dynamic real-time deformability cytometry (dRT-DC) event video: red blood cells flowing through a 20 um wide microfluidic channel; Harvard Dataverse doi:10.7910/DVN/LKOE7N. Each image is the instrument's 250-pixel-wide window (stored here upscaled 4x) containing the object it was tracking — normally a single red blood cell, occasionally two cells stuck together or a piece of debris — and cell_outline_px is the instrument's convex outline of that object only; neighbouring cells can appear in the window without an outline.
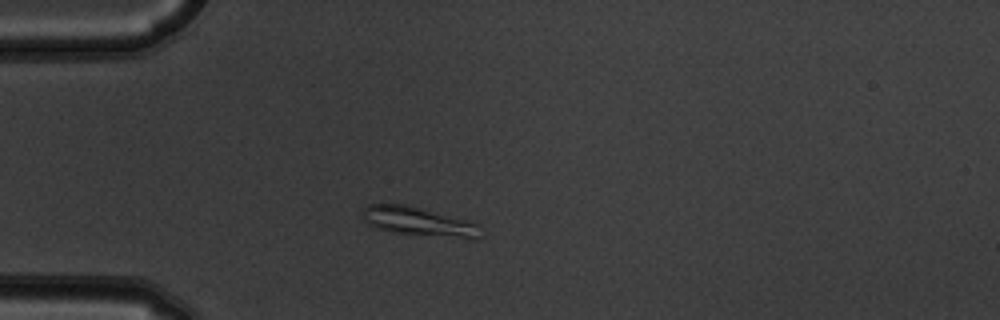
{"species": "common noctule bat (a hibernating species)", "species_latin": "Nyctalus noctula", "temperature_condition": "warm", "stored_images_in_passage": 2, "camera_frame_rate_fps": 3000, "um_per_image_px": 0.085, "animal": {"sex": "male", "body_mass_g": 19.5, "forearm_length_mm": 54.6}, "frame": {"image": 1, "passage_image": 2, "time_ms": 0.333, "image_size_px": [1000, 320], "cell_outline_px": [[480, 224], [476, 240], [392, 232], [376, 228], [368, 224], [364, 220], [364, 208], [368, 204], [408, 204], [472, 220]], "centroid_in_image_um": [35.65, 18.82], "position_along_channel_um": 49.4, "area_um2": 20.23}}